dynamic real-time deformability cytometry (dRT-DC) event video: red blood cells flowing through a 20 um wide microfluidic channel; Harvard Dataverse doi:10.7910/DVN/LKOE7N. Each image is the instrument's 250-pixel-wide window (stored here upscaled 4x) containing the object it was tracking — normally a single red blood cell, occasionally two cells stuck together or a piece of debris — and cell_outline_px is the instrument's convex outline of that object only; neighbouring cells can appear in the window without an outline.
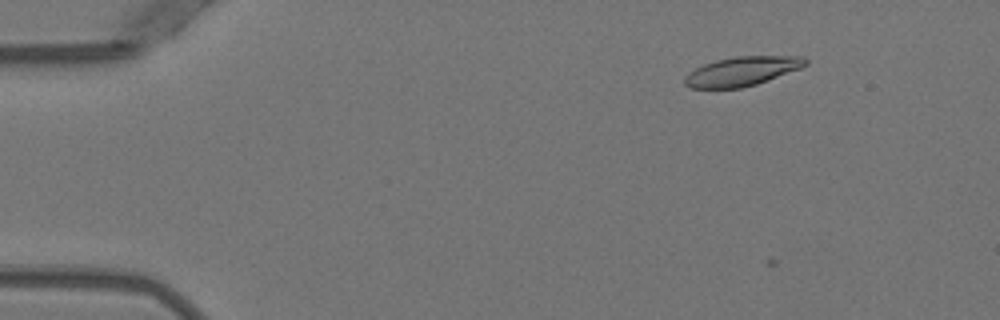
{"species": "Egyptian fruit bat (a non-hibernating species)", "species_latin": "Rousettus aegyptiacus", "temperature_condition": "warm", "stored_images_in_passage": 8, "camera_frame_rate_fps": 3000, "um_per_image_px": 0.085, "animal": {"sex": "female"}, "frame": {"image": 1, "passage_image": 7, "time_ms": 2.0, "image_size_px": [1000, 320], "cell_outline_px": [[808, 64], [800, 68], [756, 84], [740, 88], [688, 88], [684, 84], [684, 76], [688, 72], [704, 64], [716, 60], [736, 56], [804, 56], [808, 60]], "centroid_in_image_um": [63.05, 6.05], "position_along_channel_um": 22.0, "area_um2": 20.52}}